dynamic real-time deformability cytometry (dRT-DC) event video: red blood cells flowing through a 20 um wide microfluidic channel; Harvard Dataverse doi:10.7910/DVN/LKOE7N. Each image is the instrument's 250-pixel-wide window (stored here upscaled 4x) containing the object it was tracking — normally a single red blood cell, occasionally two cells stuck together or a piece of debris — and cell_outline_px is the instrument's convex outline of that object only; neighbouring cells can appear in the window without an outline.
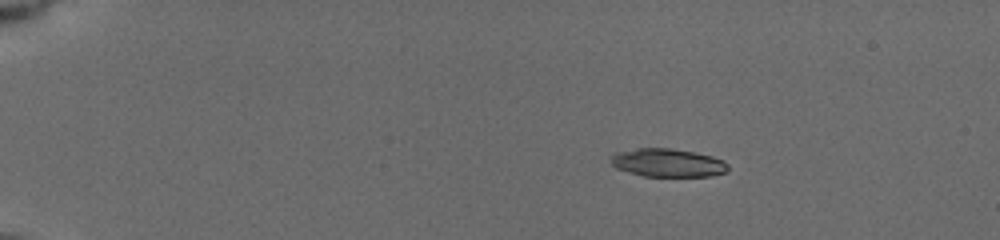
{"species": "common noctule bat (a hibernating species)", "species_latin": "Nyctalus noctula", "temperature_condition": "cold", "stored_images_in_passage": 36, "camera_frame_rate_fps": 3000, "um_per_image_px": 0.085, "animal": {"sex": "female", "body_mass_g": 19.5, "forearm_length_mm": 54.1}, "frame": {"image": 1, "passage_image": 5, "time_ms": 3.0, "image_size_px": [1000, 240], "cell_outline_px": [[728, 168], [724, 172], [712, 176], [644, 176], [616, 168], [612, 164], [612, 156], [616, 152], [636, 148], [668, 148], [692, 152], [712, 156], [724, 160], [728, 164]], "centroid_in_image_um": [56.77, 13.83], "position_along_channel_um": 28.2, "area_um2": 19.07}}
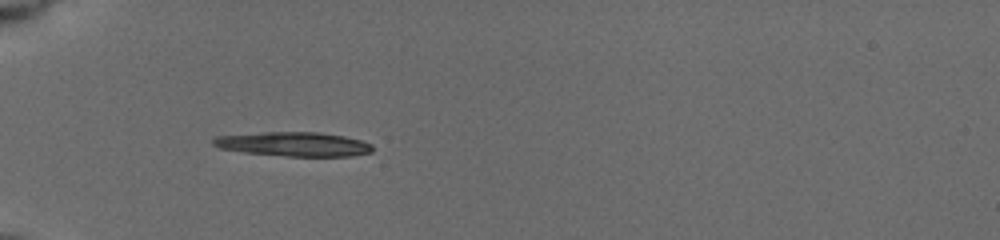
{"frame": {"image": 2, "passage_image": 11, "time_ms": 6.0, "image_size_px": [1000, 240], "cell_outline_px": [[372, 152], [352, 156], [288, 156], [244, 152], [220, 148], [212, 144], [212, 140], [216, 136], [260, 132], [320, 132], [344, 136], [360, 140], [372, 144]], "centroid_in_image_um": [24.97, 12.24], "position_along_channel_um": 60.0, "area_um2": 22.48}}
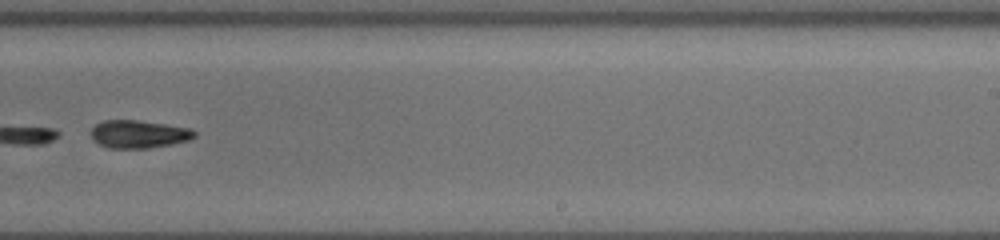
{"frame": {"image": 3, "passage_image": 21, "time_ms": 12.0, "image_size_px": [1000, 240], "cell_outline_px": [[196, 136], [188, 140], [172, 144], [148, 148], [108, 148], [92, 140], [92, 128], [96, 124], [104, 120], [136, 120], [192, 128], [196, 132]], "centroid_in_image_um": [11.8, 11.4], "position_along_channel_um": 277.2, "area_um2": 16.76}}